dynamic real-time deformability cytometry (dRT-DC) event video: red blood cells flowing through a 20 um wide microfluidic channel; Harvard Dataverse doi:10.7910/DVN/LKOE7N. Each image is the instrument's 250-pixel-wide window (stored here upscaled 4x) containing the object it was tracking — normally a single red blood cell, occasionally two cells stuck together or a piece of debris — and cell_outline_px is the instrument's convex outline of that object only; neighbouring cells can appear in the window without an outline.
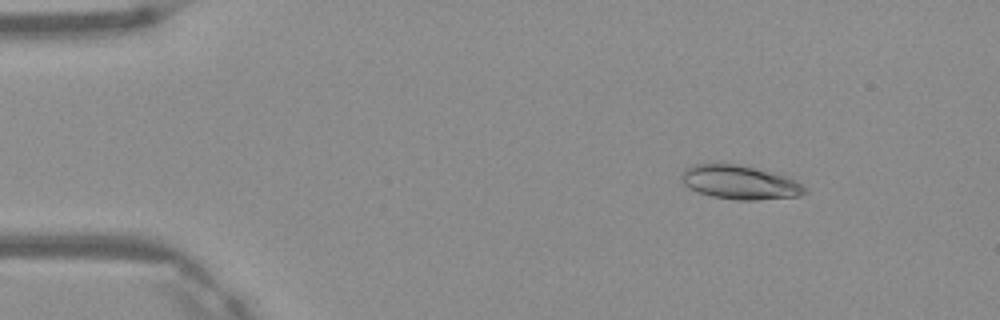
{"species": "Egyptian fruit bat (a non-hibernating species)", "species_latin": "Rousettus aegyptiacus", "temperature_condition": "warm", "stored_images_in_passage": 3, "camera_frame_rate_fps": 3000, "um_per_image_px": 0.085, "frame": {"image": 1, "passage_image": 2, "time_ms": 0.333, "image_size_px": [1000, 320], "cell_outline_px": [[808, 192], [800, 196], [756, 200], [736, 200], [712, 196], [700, 192], [684, 184], [680, 180], [680, 176], [684, 168], [696, 164], [740, 164], [784, 176], [800, 184]], "centroid_in_image_um": [62.85, 15.5], "position_along_channel_um": 22.2, "area_um2": 23.99}}